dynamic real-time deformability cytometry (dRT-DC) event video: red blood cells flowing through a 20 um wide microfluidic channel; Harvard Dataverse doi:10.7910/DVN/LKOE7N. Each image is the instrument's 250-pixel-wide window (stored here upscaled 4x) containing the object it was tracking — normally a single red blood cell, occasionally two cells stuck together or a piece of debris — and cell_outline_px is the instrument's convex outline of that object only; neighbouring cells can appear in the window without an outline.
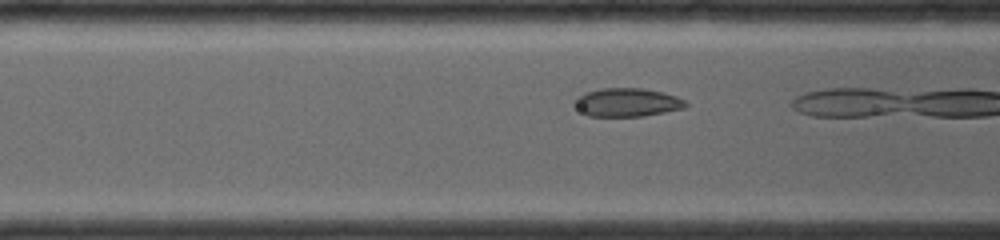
{"species": "common noctule bat (a hibernating species)", "species_latin": "Nyctalus noctula", "temperature_condition": "room temperature", "stored_images_in_passage": 36, "camera_frame_rate_fps": 4000, "um_per_image_px": 0.085, "animal": {"sex": "female", "body_mass_g": 19.0, "forearm_length_mm": 56.7}, "frame": {"image": 1, "passage_image": 6, "time_ms": 1.25, "image_size_px": [1000, 240], "cell_outline_px": [[688, 104], [684, 108], [644, 116], [588, 116], [576, 104], [576, 100], [580, 96], [588, 92], [600, 88], [644, 88], [664, 92], [676, 96], [684, 100]], "centroid_in_image_um": [53.39, 8.69], "position_along_channel_um": 113.2, "area_um2": 18.09}, "authors_computed_cell_mechanics": {"area_um2": 17.8313, "velocity_mm_per_s": 4.1293, "shape_relaxation_time_tau1_ms": 3.4824, "shape_relaxation_time_tau2_ms": null, "deformation_change_tau1": 0.0824, "deformation_change_tau2": null}}